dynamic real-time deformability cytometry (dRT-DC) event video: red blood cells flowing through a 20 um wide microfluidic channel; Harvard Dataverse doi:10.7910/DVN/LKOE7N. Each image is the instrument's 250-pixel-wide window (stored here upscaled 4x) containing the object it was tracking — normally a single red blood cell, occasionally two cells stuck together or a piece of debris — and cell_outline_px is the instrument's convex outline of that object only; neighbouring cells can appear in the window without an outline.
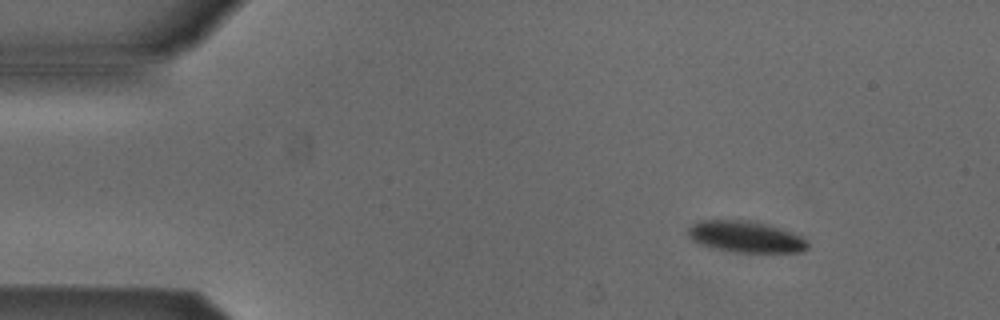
{"species": "Egyptian fruit bat (a non-hibernating species)", "species_latin": "Rousettus aegyptiacus", "temperature_condition": "cold", "stored_images_in_passage": 5, "camera_frame_rate_fps": 3000, "um_per_image_px": 0.085, "animal": {"sex": "male"}, "frame": {"image": 1, "passage_image": 1, "time_ms": 0.0, "image_size_px": [1000, 320], "cell_outline_px": [[808, 248], [804, 252], [736, 252], [716, 248], [700, 244], [692, 240], [688, 236], [688, 228], [692, 224], [700, 220], [736, 220], [764, 224], [804, 236], [808, 240]], "centroid_in_image_um": [63.4, 20.14], "position_along_channel_um": 21.6, "area_um2": 21.62}}
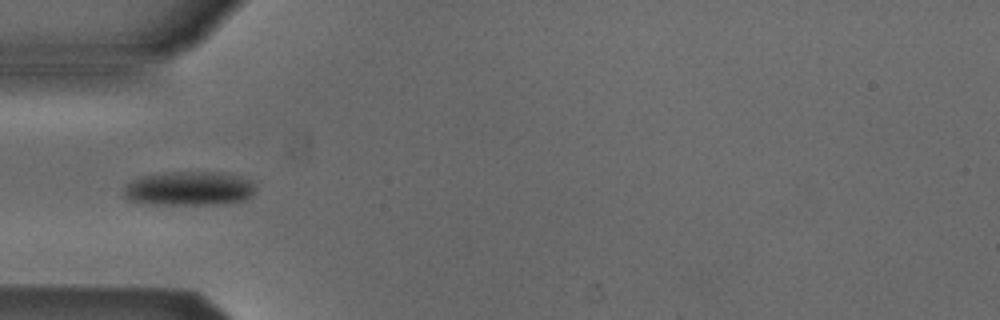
{"frame": {"image": 2, "passage_image": 4, "time_ms": 1.0, "image_size_px": [1000, 320], "cell_outline_px": [[252, 196], [244, 200], [224, 204], [140, 204], [128, 200], [124, 196], [124, 188], [132, 180], [144, 176], [172, 172], [216, 172], [240, 176], [252, 180]], "centroid_in_image_um": [16.05, 16.04], "position_along_channel_um": 68.9, "area_um2": 26.13}}